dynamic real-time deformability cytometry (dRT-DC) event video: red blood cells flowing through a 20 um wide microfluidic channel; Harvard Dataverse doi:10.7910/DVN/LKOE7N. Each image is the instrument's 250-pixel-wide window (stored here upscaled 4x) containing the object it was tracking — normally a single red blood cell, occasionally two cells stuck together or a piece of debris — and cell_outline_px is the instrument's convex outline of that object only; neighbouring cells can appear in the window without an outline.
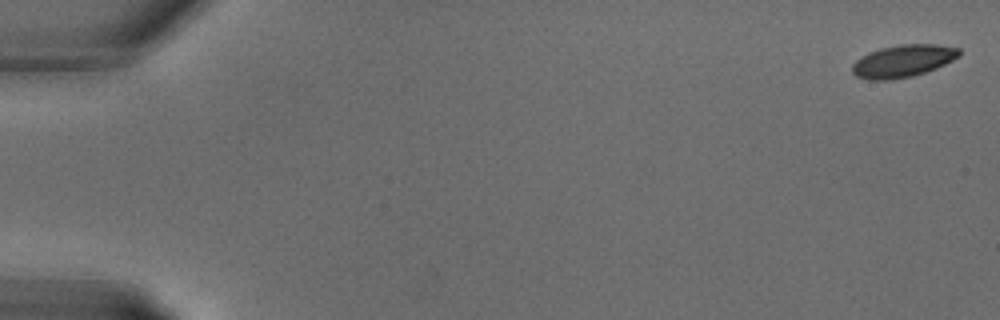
{"species": "common noctule bat (a hibernating species)", "species_latin": "Nyctalus noctula", "temperature_condition": "warm", "stored_images_in_passage": 6, "camera_frame_rate_fps": 3000, "um_per_image_px": 0.085, "animal": {"sex": "male", "body_mass_g": 18.8}, "frame": {"image": 1, "passage_image": 1, "time_ms": 0.0, "image_size_px": [1000, 320], "cell_outline_px": [[960, 56], [936, 68], [912, 76], [892, 80], [868, 80], [856, 76], [852, 72], [852, 64], [856, 60], [868, 52], [880, 48], [900, 44], [936, 44], [960, 48]], "centroid_in_image_um": [76.73, 5.18], "position_along_channel_um": 8.3, "area_um2": 20.23}}